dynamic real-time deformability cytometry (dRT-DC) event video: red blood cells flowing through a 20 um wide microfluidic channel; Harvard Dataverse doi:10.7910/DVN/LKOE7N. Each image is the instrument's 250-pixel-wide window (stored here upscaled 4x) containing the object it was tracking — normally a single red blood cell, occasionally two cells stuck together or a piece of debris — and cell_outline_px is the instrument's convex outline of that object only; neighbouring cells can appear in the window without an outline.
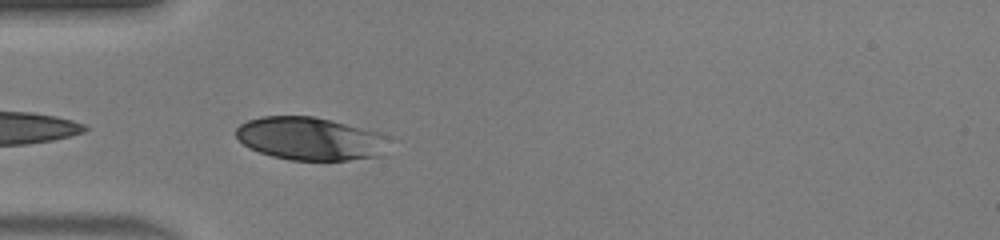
{"species": "human", "species_latin": "Homo sapiens", "temperature_condition": "warm", "stored_images_in_passage": 22, "camera_frame_rate_fps": 3000, "um_per_image_px": 0.085, "donor": {"sex": "male"}, "frame": {"image": 1, "passage_image": 1, "time_ms": 0.0, "image_size_px": [1000, 240], "cell_outline_px": [[388, 136], [380, 156], [348, 160], [288, 160], [272, 156], [248, 148], [236, 136], [236, 128], [240, 124], [248, 120], [260, 116], [312, 116], [332, 120], [380, 132]], "centroid_in_image_um": [26.33, 11.78], "position_along_channel_um": 58.7, "area_um2": 38.26}}